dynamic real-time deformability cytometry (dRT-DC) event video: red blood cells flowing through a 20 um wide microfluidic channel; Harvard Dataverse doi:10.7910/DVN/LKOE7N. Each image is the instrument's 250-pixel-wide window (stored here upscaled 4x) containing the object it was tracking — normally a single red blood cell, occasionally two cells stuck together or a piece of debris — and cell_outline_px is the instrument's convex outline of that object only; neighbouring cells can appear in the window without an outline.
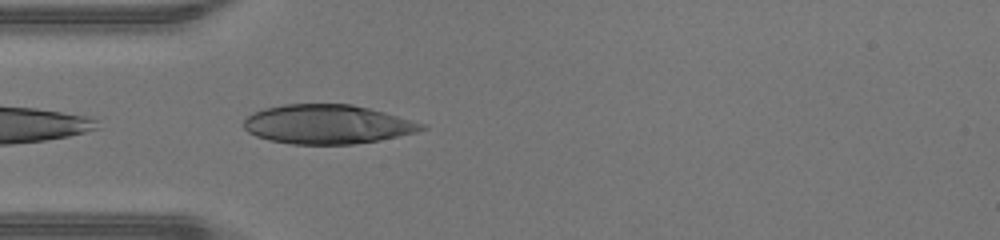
{"species": "human", "species_latin": "Homo sapiens", "temperature_condition": "warm", "stored_images_in_passage": 9, "camera_frame_rate_fps": 3000, "um_per_image_px": 0.085, "donor": {"sex": "male"}, "frame": {"image": 1, "passage_image": 1, "time_ms": 0.0, "image_size_px": [1000, 240], "cell_outline_px": [[428, 128], [416, 132], [376, 140], [352, 144], [292, 144], [268, 140], [256, 136], [248, 132], [244, 128], [244, 120], [248, 116], [264, 108], [284, 104], [352, 104], [384, 112], [428, 124]], "centroid_in_image_um": [27.83, 10.56], "position_along_channel_um": 57.2, "area_um2": 40.46}}
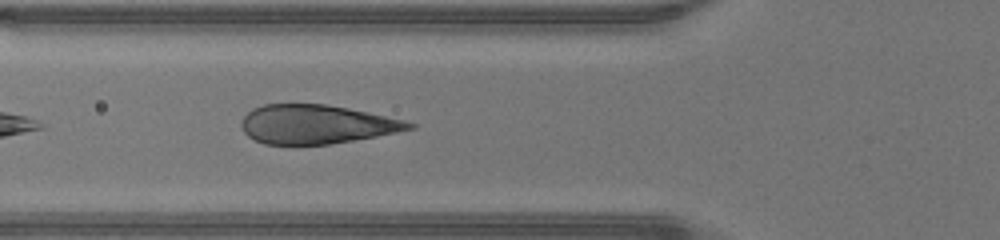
{"frame": {"image": 2, "passage_image": 4, "time_ms": 1.0, "image_size_px": [1000, 240], "cell_outline_px": [[416, 128], [376, 136], [328, 144], [264, 144], [248, 136], [244, 132], [240, 124], [244, 116], [252, 108], [264, 104], [324, 104], [348, 108], [404, 120], [416, 124]], "centroid_in_image_um": [26.87, 10.56], "position_along_channel_um": 98.9, "area_um2": 37.74}}
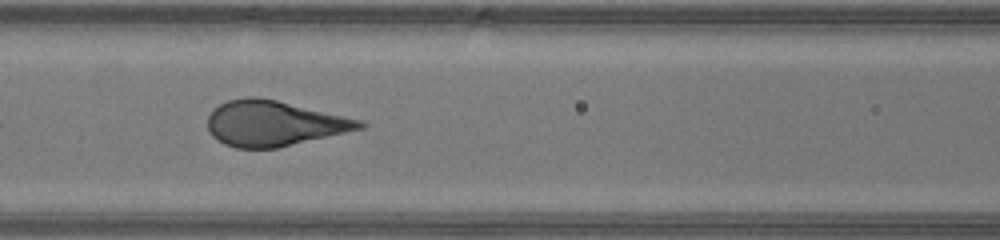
{"frame": {"image": 3, "passage_image": 7, "time_ms": 2.0, "image_size_px": [1000, 240], "cell_outline_px": [[368, 124], [364, 128], [276, 148], [236, 148], [224, 144], [212, 136], [208, 128], [208, 116], [220, 104], [228, 100], [248, 96], [256, 96], [276, 100], [364, 120]], "centroid_in_image_um": [23.3, 10.48], "position_along_channel_um": 143.3, "area_um2": 40.0}}